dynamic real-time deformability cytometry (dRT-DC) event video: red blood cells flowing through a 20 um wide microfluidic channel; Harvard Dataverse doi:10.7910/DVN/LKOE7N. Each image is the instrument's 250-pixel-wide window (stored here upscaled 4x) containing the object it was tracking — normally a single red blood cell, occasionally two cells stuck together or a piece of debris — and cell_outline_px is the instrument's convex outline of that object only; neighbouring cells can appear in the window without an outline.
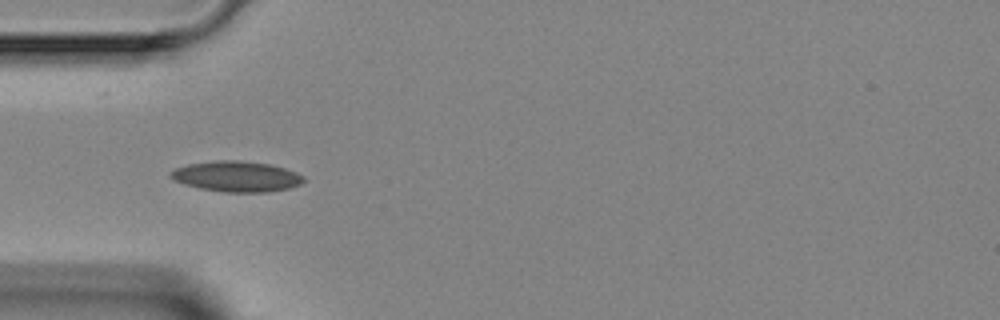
{"species": "Egyptian fruit bat (a non-hibernating species)", "species_latin": "Rousettus aegyptiacus", "temperature_condition": "room temperature", "stored_images_in_passage": 4, "camera_frame_rate_fps": 3000, "um_per_image_px": 0.085, "animal": {"sex": "female"}, "frame": {"image": 1, "passage_image": 2, "time_ms": 1.333, "image_size_px": [1000, 320], "cell_outline_px": [[304, 180], [300, 184], [288, 188], [268, 192], [224, 192], [200, 188], [184, 184], [172, 180], [168, 176], [168, 172], [176, 168], [188, 164], [216, 160], [240, 160], [272, 164], [296, 172], [304, 176]], "centroid_in_image_um": [20.07, 14.99], "position_along_channel_um": 64.9, "area_um2": 23.87}}
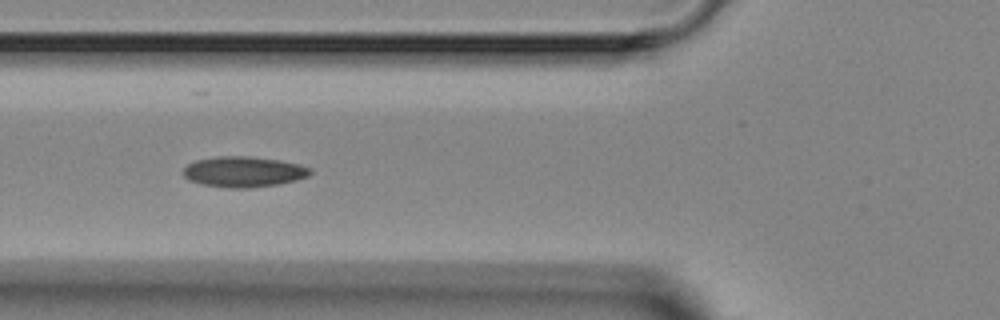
{"frame": {"image": 2, "passage_image": 3, "time_ms": 2.333, "image_size_px": [1000, 320], "cell_outline_px": [[312, 172], [308, 176], [296, 180], [276, 184], [248, 188], [228, 188], [204, 184], [188, 180], [184, 176], [184, 168], [188, 164], [196, 160], [220, 156], [252, 156], [280, 160], [300, 164], [312, 168]], "centroid_in_image_um": [20.74, 14.59], "position_along_channel_um": 105.1, "area_um2": 22.6}}
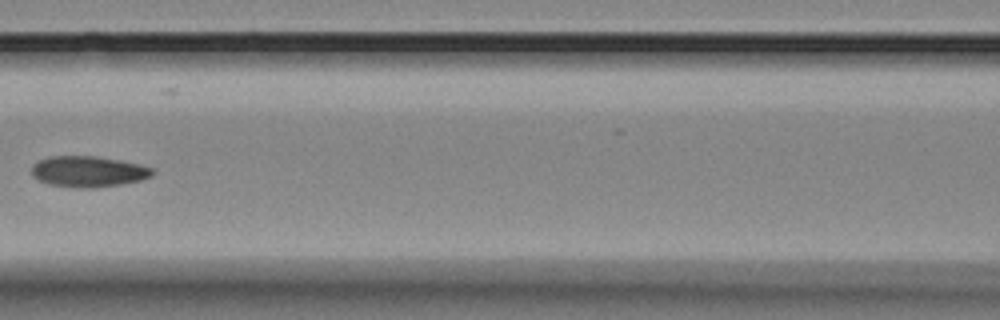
{"frame": {"image": 3, "passage_image": 4, "time_ms": 3.667, "image_size_px": [1000, 320], "cell_outline_px": [[156, 172], [152, 176], [140, 180], [120, 184], [92, 188], [84, 188], [48, 184], [32, 176], [32, 164], [48, 156], [96, 156], [120, 160], [152, 168]], "centroid_in_image_um": [7.49, 14.57], "position_along_channel_um": 159.1, "area_um2": 21.62}}